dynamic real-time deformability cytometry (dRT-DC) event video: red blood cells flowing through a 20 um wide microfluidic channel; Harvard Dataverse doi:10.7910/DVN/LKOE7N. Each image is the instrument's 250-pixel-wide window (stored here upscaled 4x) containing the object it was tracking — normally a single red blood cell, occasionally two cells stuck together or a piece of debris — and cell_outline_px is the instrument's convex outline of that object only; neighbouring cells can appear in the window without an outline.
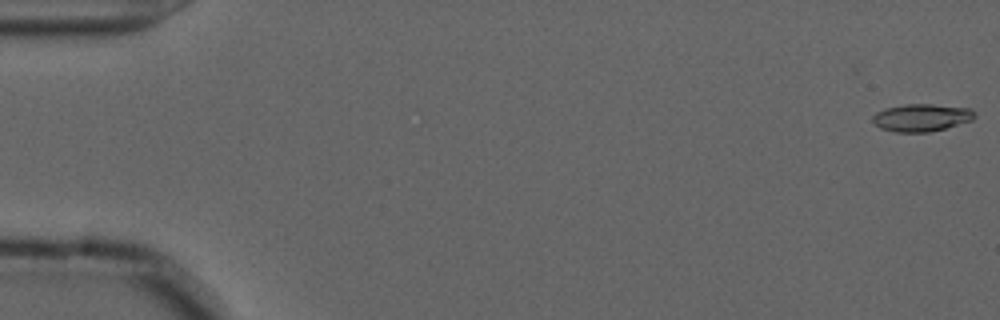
{"species": "common noctule bat (a hibernating species)", "species_latin": "Nyctalus noctula", "temperature_condition": "cold", "stored_images_in_passage": 56, "camera_frame_rate_fps": 3000, "um_per_image_px": 0.085, "animal": {"sex": "male", "forearm_length_mm": 52.5}, "frame": {"image": 1, "passage_image": 1, "time_ms": 0.0, "image_size_px": [1000, 320], "cell_outline_px": [[976, 116], [972, 120], [944, 128], [928, 132], [896, 132], [880, 128], [872, 120], [872, 116], [876, 112], [884, 108], [904, 104], [932, 104], [972, 108]], "centroid_in_image_um": [78.32, 9.98], "position_along_channel_um": 6.7, "area_um2": 16.36}}
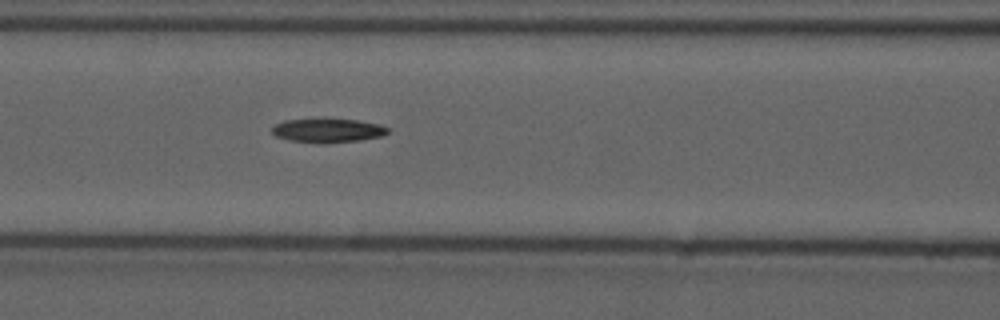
{"frame": {"image": 2, "passage_image": 24, "time_ms": 7.667, "image_size_px": [1000, 320], "cell_outline_px": [[392, 128], [388, 132], [380, 136], [360, 140], [320, 144], [288, 140], [276, 136], [272, 132], [272, 128], [276, 124], [284, 120], [356, 120], [380, 124]], "centroid_in_image_um": [27.88, 11.11], "position_along_channel_um": 138.7, "area_um2": 15.95}}
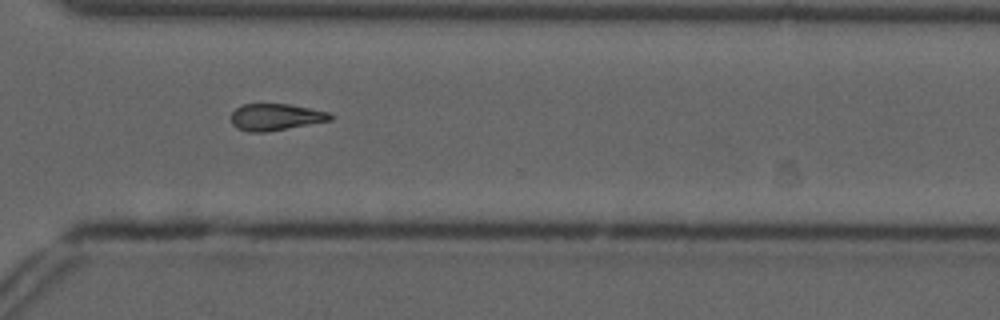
{"frame": {"image": 3, "passage_image": 41, "time_ms": 13.333, "image_size_px": [1000, 320], "cell_outline_px": [[332, 120], [268, 132], [248, 132], [236, 128], [232, 124], [232, 112], [236, 108], [244, 104], [288, 104], [328, 112], [332, 116]], "centroid_in_image_um": [23.41, 9.96], "position_along_channel_um": 347.2, "area_um2": 15.37}, "authors_computed_cell_mechanics": {"area_um2": 16.1262, "velocity_mm_per_s": 3.6864, "shape_relaxation_time_tau1_ms": 6.8721, "shape_relaxation_time_tau2_ms": null, "deformation_change_tau1": 0.1936, "deformation_change_tau2": null}}